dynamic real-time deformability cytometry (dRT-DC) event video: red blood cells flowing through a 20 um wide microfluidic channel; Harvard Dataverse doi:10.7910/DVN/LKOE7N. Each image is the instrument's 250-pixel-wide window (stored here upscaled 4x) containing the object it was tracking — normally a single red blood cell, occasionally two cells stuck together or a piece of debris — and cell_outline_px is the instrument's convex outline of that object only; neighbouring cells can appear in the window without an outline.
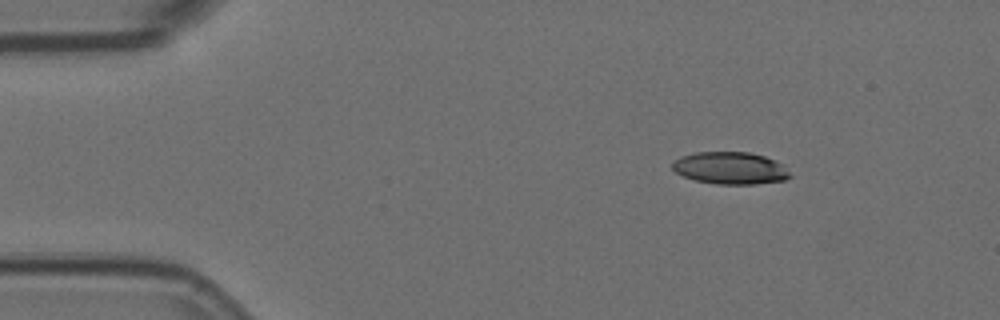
{"species": "Egyptian fruit bat (a non-hibernating species)", "species_latin": "Rousettus aegyptiacus", "temperature_condition": "room temperature", "stored_images_in_passage": 3, "camera_frame_rate_fps": 3000, "um_per_image_px": 0.085, "animal": {"sex": "female"}, "frame": {"image": 1, "passage_image": 1, "time_ms": 0.0, "image_size_px": [1000, 320], "cell_outline_px": [[792, 176], [784, 180], [756, 184], [716, 184], [696, 180], [684, 176], [676, 172], [672, 168], [672, 164], [680, 156], [696, 152], [748, 152], [764, 156], [776, 160], [784, 164]], "centroid_in_image_um": [62.11, 14.28], "position_along_channel_um": 22.9, "area_um2": 22.14}}